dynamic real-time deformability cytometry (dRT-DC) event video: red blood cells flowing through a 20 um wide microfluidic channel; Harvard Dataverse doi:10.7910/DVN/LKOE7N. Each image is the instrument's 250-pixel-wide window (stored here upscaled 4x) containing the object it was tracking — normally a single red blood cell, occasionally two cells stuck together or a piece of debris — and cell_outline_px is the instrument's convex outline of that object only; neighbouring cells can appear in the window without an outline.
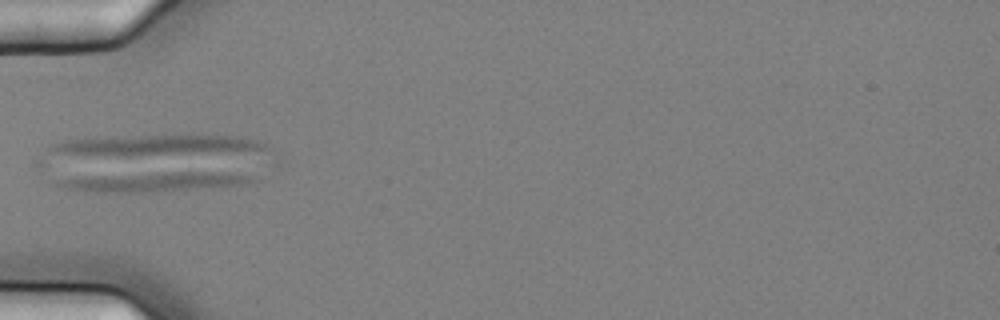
{"species": "common noctule bat (a hibernating species)", "species_latin": "Nyctalus noctula", "temperature_condition": "cold", "stored_images_in_passage": 9, "camera_frame_rate_fps": 3000, "um_per_image_px": 0.085, "animal": {"sex": "female", "body_mass_g": 25.1}, "frame": {"image": 1, "passage_image": 6, "time_ms": 1.667, "image_size_px": [1000, 320], "cell_outline_px": [[260, 180], [252, 184], [228, 188], [152, 192], [84, 192], [60, 188], [48, 180], [48, 176], [180, 168], [252, 176]], "centroid_in_image_um": [12.83, 15.38], "position_along_channel_um": 72.2, "area_um2": 26.53}}